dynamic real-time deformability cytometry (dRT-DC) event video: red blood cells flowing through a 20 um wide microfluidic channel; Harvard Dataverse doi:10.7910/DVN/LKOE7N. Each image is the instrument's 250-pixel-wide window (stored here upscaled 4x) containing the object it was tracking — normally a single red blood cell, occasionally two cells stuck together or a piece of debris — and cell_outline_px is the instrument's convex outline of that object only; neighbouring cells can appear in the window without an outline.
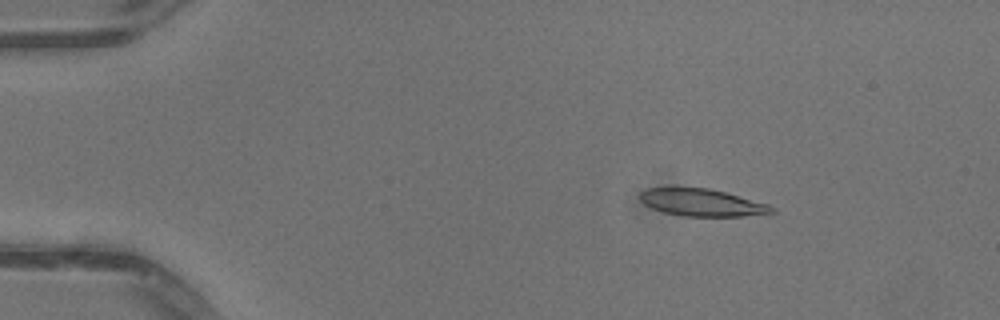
{"species": "common noctule bat (a hibernating species)", "species_latin": "Nyctalus noctula", "temperature_condition": "warm", "stored_images_in_passage": 51, "camera_frame_rate_fps": 3000, "um_per_image_px": 0.085, "animal": {"sex": "male", "body_mass_g": 13.3}, "frame": {"image": 1, "passage_image": 8, "time_ms": 2.333, "image_size_px": [1000, 320], "cell_outline_px": [[776, 212], [740, 216], [684, 216], [664, 212], [652, 208], [644, 204], [640, 200], [640, 192], [644, 188], [708, 188], [724, 192], [768, 204], [776, 208]], "centroid_in_image_um": [59.64, 17.22], "position_along_channel_um": 25.4, "area_um2": 20.69}}
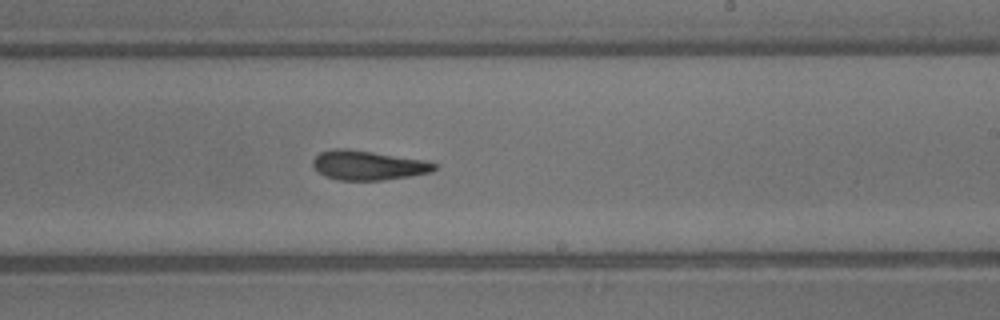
{"frame": {"image": 2, "passage_image": 31, "time_ms": 10.0, "image_size_px": [1000, 320], "cell_outline_px": [[436, 168], [432, 172], [408, 176], [380, 180], [336, 180], [324, 176], [312, 164], [312, 160], [320, 152], [332, 148], [348, 148], [428, 160], [436, 164]], "centroid_in_image_um": [31.28, 14.03], "position_along_channel_um": 257.7, "area_um2": 20.98}}
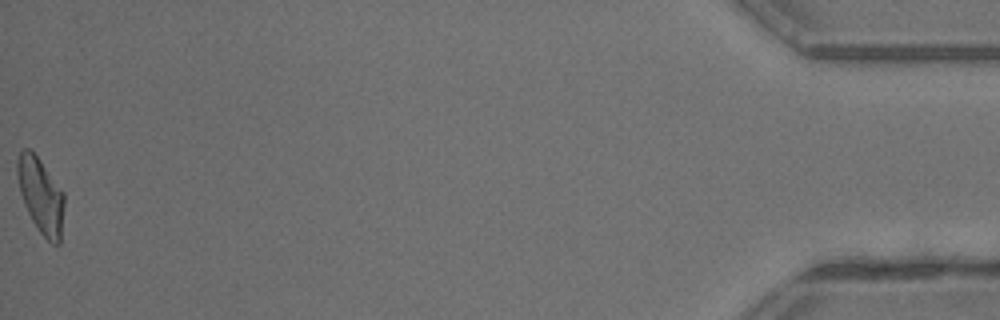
{"frame": {"image": 3, "passage_image": 51, "time_ms": 16.667, "image_size_px": [1000, 320], "cell_outline_px": [[64, 204], [60, 244], [52, 244], [40, 232], [32, 220], [28, 212], [20, 192], [16, 172], [16, 160], [20, 152], [24, 148], [28, 148], [40, 160], [64, 192]], "centroid_in_image_um": [3.47, 16.61], "position_along_channel_um": 431.7, "area_um2": 20.46}, "authors_computed_cell_mechanics": {"area_um2": 20.9814, "velocity_mm_per_s": 4.1068, "shape_relaxation_time_tau1_ms": 5.9315, "shape_relaxation_time_tau2_ms": 2.8307, "deformation_change_tau1": 0.2001, "deformation_change_tau2": 0.1304}}